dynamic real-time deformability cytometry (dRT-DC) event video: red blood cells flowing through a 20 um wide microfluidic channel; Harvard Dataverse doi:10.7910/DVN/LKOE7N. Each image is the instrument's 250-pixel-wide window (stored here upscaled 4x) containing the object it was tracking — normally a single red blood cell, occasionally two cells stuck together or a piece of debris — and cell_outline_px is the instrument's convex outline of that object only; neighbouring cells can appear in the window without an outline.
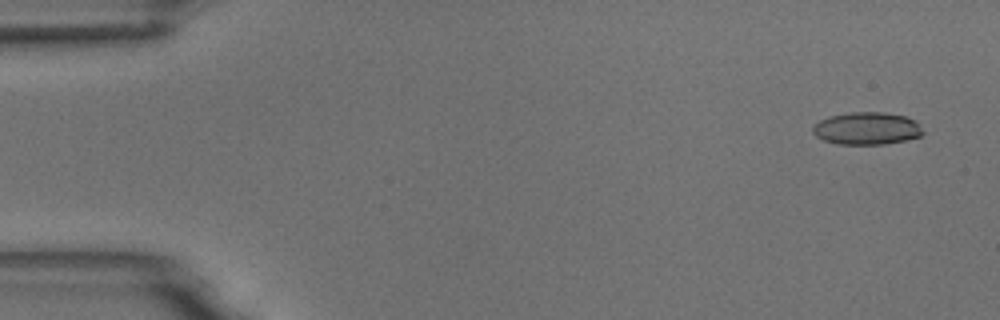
{"species": "common noctule bat (a hibernating species)", "species_latin": "Nyctalus noctula", "temperature_condition": "room temperature", "stored_images_in_passage": 4, "camera_frame_rate_fps": 3000, "um_per_image_px": 0.085, "animal": {"sex": "male", "body_mass_g": 18.8}, "frame": {"image": 1, "passage_image": 1, "time_ms": 0.0, "image_size_px": [1000, 320], "cell_outline_px": [[924, 132], [920, 136], [904, 140], [884, 144], [840, 144], [824, 140], [816, 136], [812, 132], [812, 128], [820, 120], [828, 116], [852, 112], [884, 112], [904, 116], [916, 120], [920, 124]], "centroid_in_image_um": [73.69, 10.91], "position_along_channel_um": 11.3, "area_um2": 20.81}}
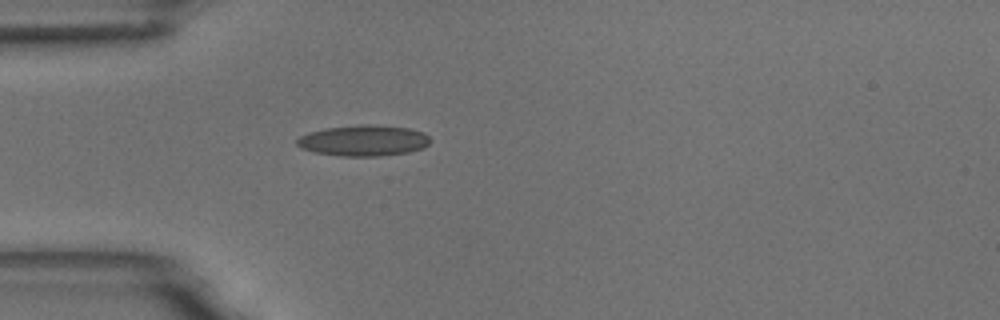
{"frame": {"image": 2, "passage_image": 4, "time_ms": 4.333, "image_size_px": [1000, 320], "cell_outline_px": [[432, 140], [424, 148], [408, 152], [380, 156], [340, 156], [312, 152], [300, 148], [296, 144], [296, 140], [300, 136], [308, 132], [324, 128], [360, 124], [368, 124], [408, 128], [424, 132]], "centroid_in_image_um": [30.88, 11.95], "position_along_channel_um": 54.1, "area_um2": 24.28}}